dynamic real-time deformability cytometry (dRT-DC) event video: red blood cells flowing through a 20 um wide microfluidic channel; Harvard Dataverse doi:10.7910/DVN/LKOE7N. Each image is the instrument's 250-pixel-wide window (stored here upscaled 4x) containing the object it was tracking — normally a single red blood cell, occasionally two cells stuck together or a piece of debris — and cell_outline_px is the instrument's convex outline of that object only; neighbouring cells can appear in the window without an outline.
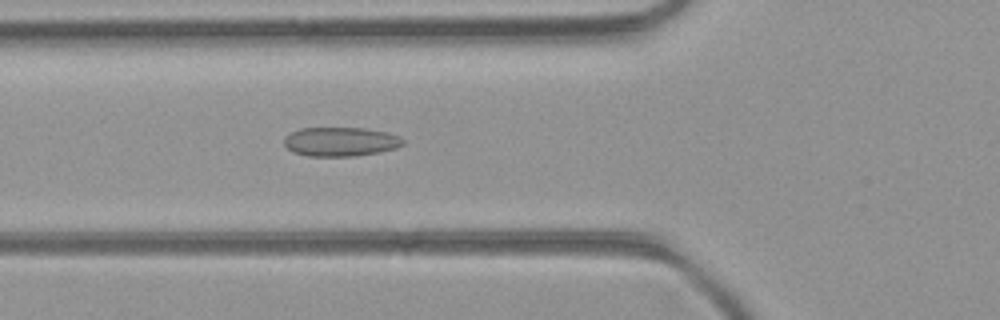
{"species": "common noctule bat (a hibernating species)", "species_latin": "Nyctalus noctula", "temperature_condition": "room temperature", "stored_images_in_passage": 36, "camera_frame_rate_fps": 3000, "um_per_image_px": 0.085, "animal": {"sex": "female", "body_mass_g": 21.9}, "frame": {"image": 1, "passage_image": 6, "time_ms": 1.667, "image_size_px": [1000, 320], "cell_outline_px": [[404, 144], [396, 148], [380, 152], [356, 156], [308, 156], [292, 152], [284, 144], [284, 136], [300, 128], [364, 128], [388, 132], [400, 136], [404, 140]], "centroid_in_image_um": [28.96, 12.04], "position_along_channel_um": 96.8, "area_um2": 20.35}}
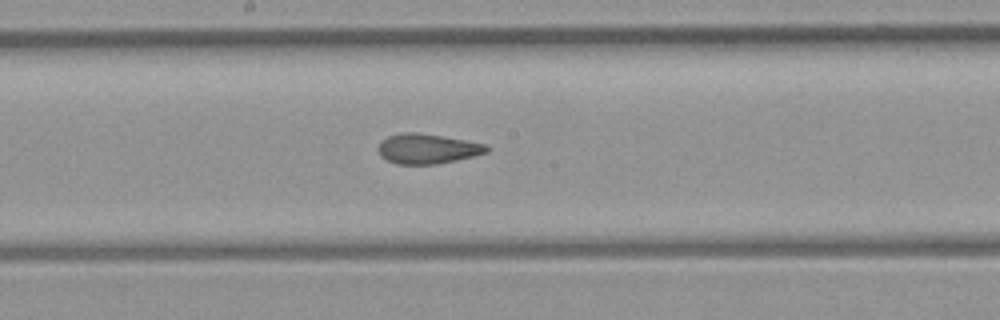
{"frame": {"image": 2, "passage_image": 14, "time_ms": 4.333, "image_size_px": [1000, 320], "cell_outline_px": [[488, 152], [456, 160], [436, 164], [396, 164], [380, 156], [376, 148], [388, 136], [400, 132], [416, 132], [464, 140], [484, 144], [488, 148]], "centroid_in_image_um": [36.27, 12.64], "position_along_channel_um": 211.9, "area_um2": 18.67}}
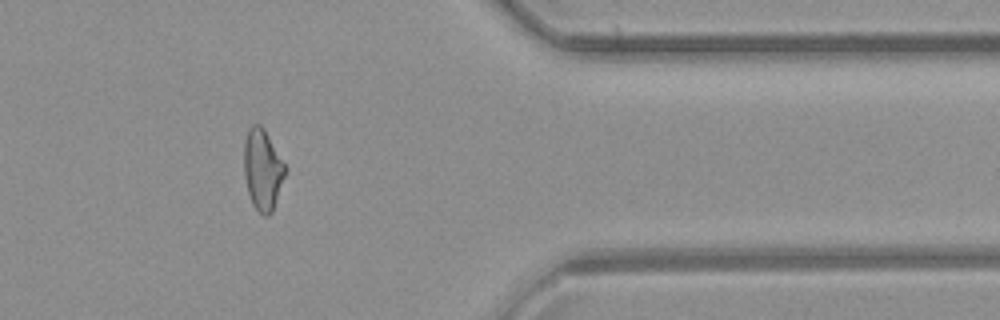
{"frame": {"image": 3, "passage_image": 28, "time_ms": 9.0, "image_size_px": [1000, 320], "cell_outline_px": [[288, 172], [272, 212], [268, 216], [264, 216], [252, 204], [248, 192], [244, 176], [244, 140], [248, 128], [252, 124], [260, 124], [264, 128], [288, 168]], "centroid_in_image_um": [22.35, 14.4], "position_along_channel_um": 389.1, "area_um2": 19.88}}